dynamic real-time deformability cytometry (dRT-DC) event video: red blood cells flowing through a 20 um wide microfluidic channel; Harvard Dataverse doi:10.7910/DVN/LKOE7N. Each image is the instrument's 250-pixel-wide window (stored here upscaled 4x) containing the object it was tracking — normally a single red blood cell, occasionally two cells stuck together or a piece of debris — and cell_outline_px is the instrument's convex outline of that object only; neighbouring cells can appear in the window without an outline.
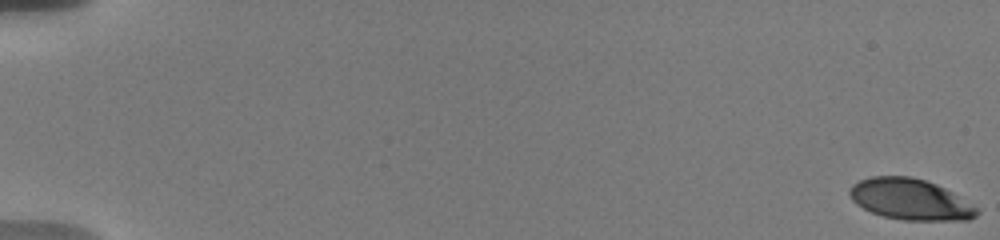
{"species": "human", "species_latin": "Homo sapiens", "temperature_condition": "warm", "stored_images_in_passage": 14, "camera_frame_rate_fps": 3000, "um_per_image_px": 0.085, "donor": {"sex": "male"}, "frame": {"image": 1, "passage_image": 1, "time_ms": 0.0, "image_size_px": [1000, 240], "cell_outline_px": [[980, 212], [976, 216], [968, 220], [904, 220], [884, 216], [872, 212], [856, 204], [852, 200], [848, 192], [848, 188], [852, 184], [860, 180], [872, 176], [912, 176], [936, 184], [952, 192], [976, 208]], "centroid_in_image_um": [77.33, 16.94], "position_along_channel_um": 7.7, "area_um2": 30.23}}
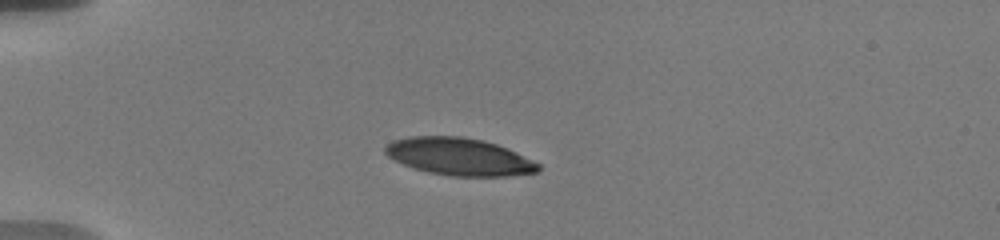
{"frame": {"image": 2, "passage_image": 10, "time_ms": 5.333, "image_size_px": [1000, 240], "cell_outline_px": [[540, 168], [536, 172], [508, 176], [452, 176], [428, 172], [412, 168], [388, 156], [384, 152], [384, 144], [392, 140], [408, 136], [460, 136], [484, 140], [508, 148], [540, 164]], "centroid_in_image_um": [39.0, 13.3], "position_along_channel_um": 46.0, "area_um2": 33.47}}
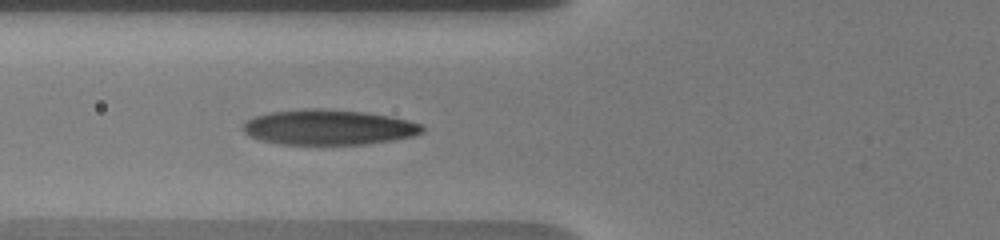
{"frame": {"image": 3, "passage_image": 14, "time_ms": 7.667, "image_size_px": [1000, 240], "cell_outline_px": [[424, 132], [412, 136], [392, 140], [364, 144], [280, 144], [260, 140], [244, 132], [244, 124], [252, 116], [272, 112], [304, 108], [320, 108], [368, 112], [408, 120], [424, 124]], "centroid_in_image_um": [27.96, 10.81], "position_along_channel_um": 97.8, "area_um2": 36.82}}